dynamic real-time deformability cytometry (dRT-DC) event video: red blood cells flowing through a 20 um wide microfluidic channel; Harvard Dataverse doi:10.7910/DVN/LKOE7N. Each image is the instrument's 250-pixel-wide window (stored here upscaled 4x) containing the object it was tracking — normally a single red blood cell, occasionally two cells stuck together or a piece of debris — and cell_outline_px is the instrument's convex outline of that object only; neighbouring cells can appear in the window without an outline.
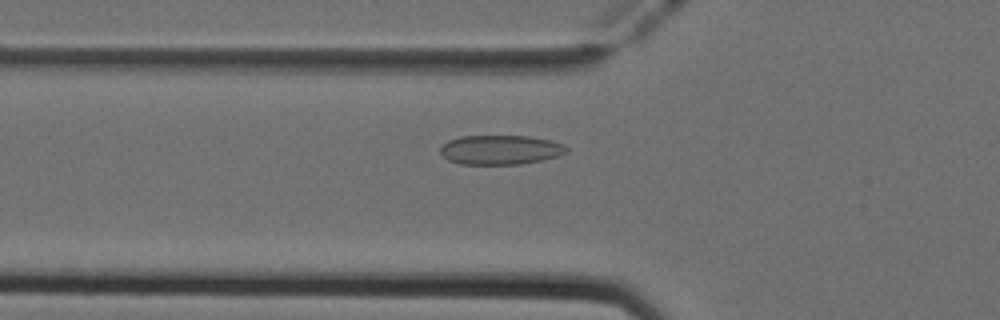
{"species": "Egyptian fruit bat (a non-hibernating species)", "species_latin": "Rousettus aegyptiacus", "temperature_condition": "cold", "stored_images_in_passage": 36, "camera_frame_rate_fps": 3000, "um_per_image_px": 0.085, "animal": {"sex": "female"}, "frame": {"image": 1, "passage_image": 8, "time_ms": 2.333, "image_size_px": [1000, 320], "cell_outline_px": [[568, 152], [560, 156], [544, 160], [520, 164], [460, 164], [448, 160], [440, 152], [440, 148], [448, 140], [460, 136], [528, 136], [548, 140], [564, 144], [568, 148]], "centroid_in_image_um": [42.56, 12.74], "position_along_channel_um": 83.2, "area_um2": 21.73}}
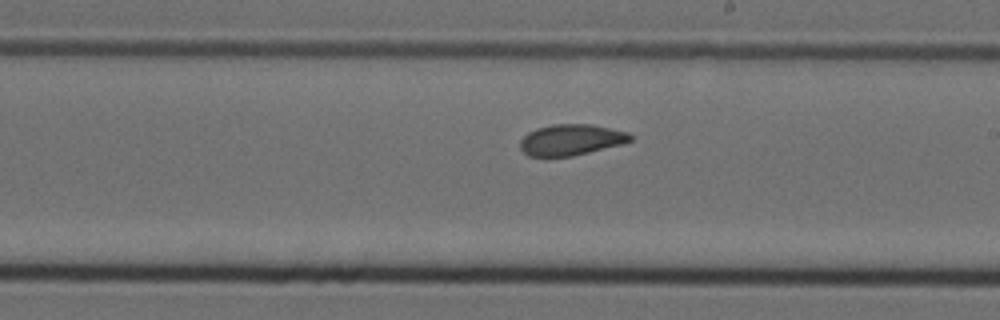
{"frame": {"image": 2, "passage_image": 20, "time_ms": 6.333, "image_size_px": [1000, 320], "cell_outline_px": [[636, 136], [632, 140], [624, 144], [572, 156], [528, 156], [520, 148], [520, 140], [528, 132], [536, 128], [552, 124], [588, 124], [628, 132]], "centroid_in_image_um": [48.56, 11.88], "position_along_channel_um": 240.4, "area_um2": 20.0}}
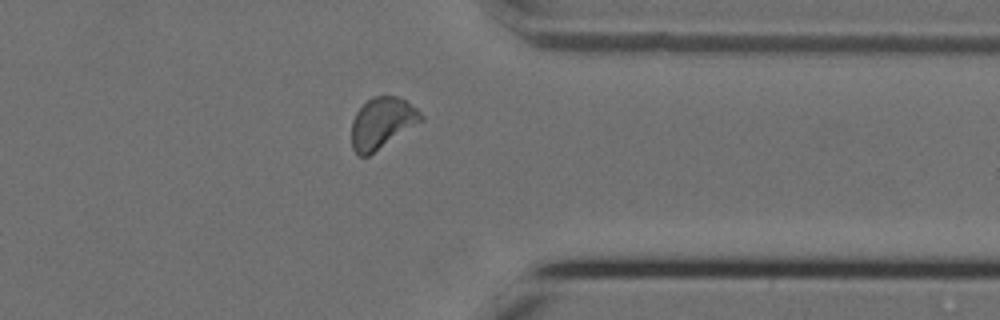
{"frame": {"image": 3, "passage_image": 31, "time_ms": 10.0, "image_size_px": [1000, 320], "cell_outline_px": [[424, 120], [368, 156], [360, 156], [352, 148], [352, 120], [356, 112], [372, 96], [396, 96], [404, 100], [416, 108], [424, 116]], "centroid_in_image_um": [32.48, 10.45], "position_along_channel_um": 378.9, "area_um2": 20.46}}